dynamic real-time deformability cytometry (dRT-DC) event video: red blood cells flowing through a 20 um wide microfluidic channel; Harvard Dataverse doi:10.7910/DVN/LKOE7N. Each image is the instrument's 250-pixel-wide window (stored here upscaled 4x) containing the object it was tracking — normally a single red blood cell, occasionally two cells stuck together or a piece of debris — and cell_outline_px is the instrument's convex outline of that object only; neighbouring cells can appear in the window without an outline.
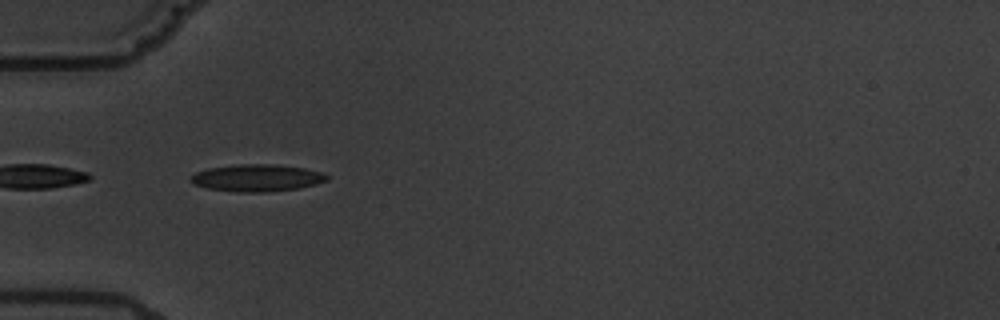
{"species": "common noctule bat (a hibernating species)", "species_latin": "Nyctalus noctula", "temperature_condition": "warm", "stored_images_in_passage": 8, "camera_frame_rate_fps": 3000, "um_per_image_px": 0.085, "animal": {"sex": "male", "body_mass_g": 19.5, "forearm_length_mm": 54.6}, "frame": {"image": 1, "passage_image": 5, "time_ms": 5.667, "image_size_px": [1000, 320], "cell_outline_px": [[328, 180], [316, 184], [296, 188], [268, 192], [236, 192], [208, 188], [192, 184], [188, 180], [196, 172], [208, 168], [236, 164], [272, 164], [304, 168], [320, 172], [328, 176]], "centroid_in_image_um": [21.8, 15.12], "position_along_channel_um": 63.2, "area_um2": 21.44}}
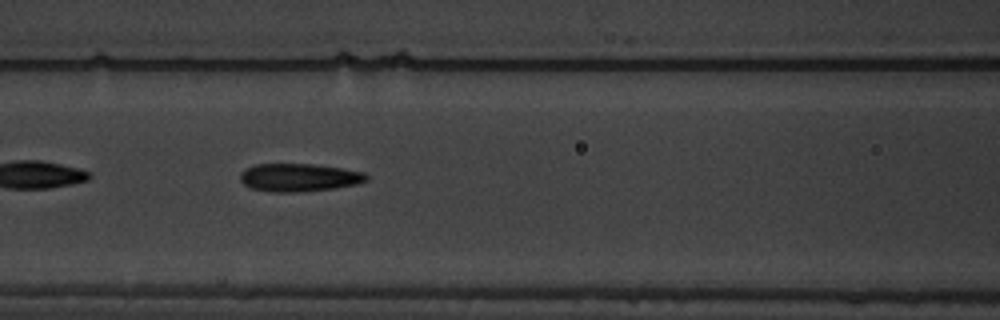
{"frame": {"image": 2, "passage_image": 7, "time_ms": 8.0, "image_size_px": [1000, 320], "cell_outline_px": [[368, 180], [356, 184], [336, 188], [296, 192], [272, 192], [252, 188], [244, 184], [240, 180], [240, 172], [244, 168], [256, 164], [312, 164], [344, 168], [364, 172], [368, 176]], "centroid_in_image_um": [25.41, 15.08], "position_along_channel_um": 141.2, "area_um2": 20.69}}